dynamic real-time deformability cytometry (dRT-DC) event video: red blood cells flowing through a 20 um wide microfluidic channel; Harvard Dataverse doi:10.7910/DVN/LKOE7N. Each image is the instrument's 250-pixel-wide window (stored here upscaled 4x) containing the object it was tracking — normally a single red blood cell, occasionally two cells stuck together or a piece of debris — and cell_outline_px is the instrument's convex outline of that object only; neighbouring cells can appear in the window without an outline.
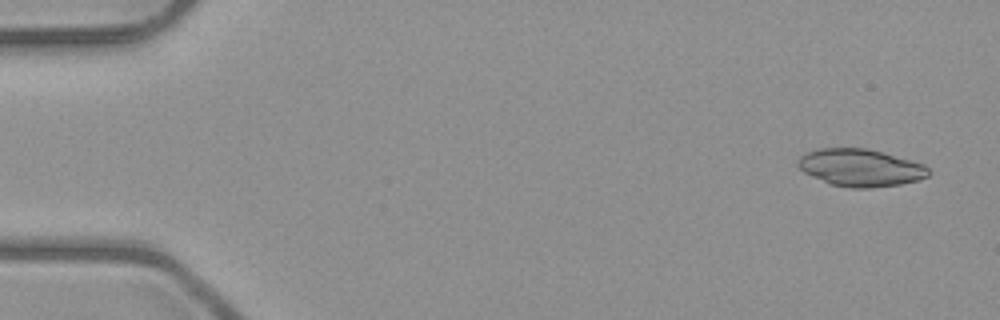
{"species": "common noctule bat (a hibernating species)", "species_latin": "Nyctalus noctula", "temperature_condition": "room temperature", "stored_images_in_passage": 4, "camera_frame_rate_fps": 3000, "um_per_image_px": 0.085, "animal": {"sex": "male", "body_mass_g": 23.1, "forearm_length_mm": 52.7}, "frame": {"image": 1, "passage_image": 1, "time_ms": 0.0, "image_size_px": [1000, 320], "cell_outline_px": [[928, 176], [920, 180], [900, 184], [868, 188], [852, 188], [832, 184], [812, 176], [804, 172], [796, 164], [796, 160], [800, 156], [808, 152], [820, 148], [864, 148], [880, 152], [924, 164], [928, 168]], "centroid_in_image_um": [73.12, 14.26], "position_along_channel_um": 11.9, "area_um2": 28.09}}